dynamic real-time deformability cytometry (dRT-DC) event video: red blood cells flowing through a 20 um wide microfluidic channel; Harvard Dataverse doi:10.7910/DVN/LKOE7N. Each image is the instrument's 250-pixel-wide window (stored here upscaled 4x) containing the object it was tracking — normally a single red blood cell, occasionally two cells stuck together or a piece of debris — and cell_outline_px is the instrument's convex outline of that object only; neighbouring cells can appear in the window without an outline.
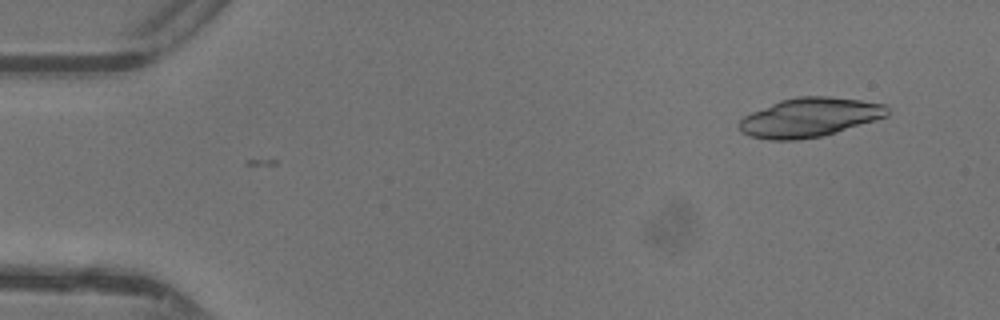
{"species": "common noctule bat (a hibernating species)", "species_latin": "Nyctalus noctula", "temperature_condition": "warm", "stored_images_in_passage": 13, "camera_frame_rate_fps": 3000, "um_per_image_px": 0.085, "animal": {"sex": "female"}, "frame": {"image": 1, "passage_image": 1, "time_ms": 0.0, "image_size_px": [1000, 320], "cell_outline_px": [[888, 116], [836, 132], [820, 136], [796, 140], [768, 140], [748, 136], [740, 132], [740, 120], [744, 116], [752, 112], [780, 100], [796, 96], [828, 96], [860, 100], [888, 104]], "centroid_in_image_um": [68.81, 9.97], "position_along_channel_um": 16.2, "area_um2": 33.76}}